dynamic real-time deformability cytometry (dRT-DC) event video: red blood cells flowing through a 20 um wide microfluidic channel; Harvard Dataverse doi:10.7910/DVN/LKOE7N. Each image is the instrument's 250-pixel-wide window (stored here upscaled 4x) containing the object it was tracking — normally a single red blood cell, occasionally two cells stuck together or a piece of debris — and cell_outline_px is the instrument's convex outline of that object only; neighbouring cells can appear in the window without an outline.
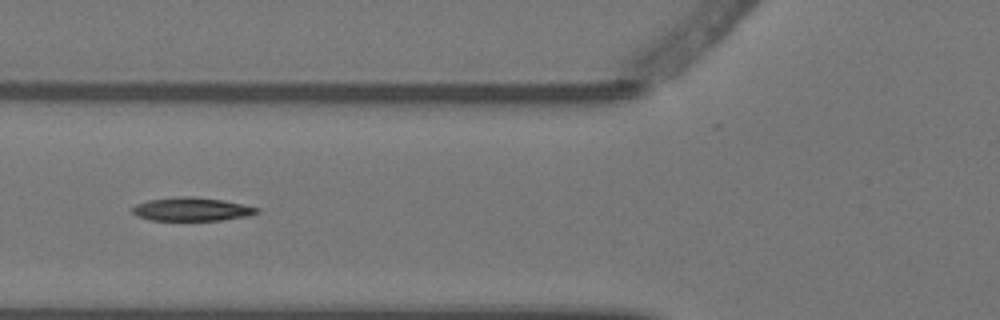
{"species": "Egyptian fruit bat (a non-hibernating species)", "species_latin": "Rousettus aegyptiacus", "temperature_condition": "warm", "stored_images_in_passage": 6, "camera_frame_rate_fps": 3000, "um_per_image_px": 0.085, "animal": {"sex": "female"}, "frame": {"image": 1, "passage_image": 4, "time_ms": 1.0, "image_size_px": [1000, 320], "cell_outline_px": [[260, 212], [248, 216], [220, 220], [152, 220], [136, 216], [132, 212], [132, 208], [136, 204], [148, 200], [180, 196], [192, 196], [220, 200], [244, 204], [260, 208]], "centroid_in_image_um": [16.31, 17.78], "position_along_channel_um": 109.5, "area_um2": 16.99}}
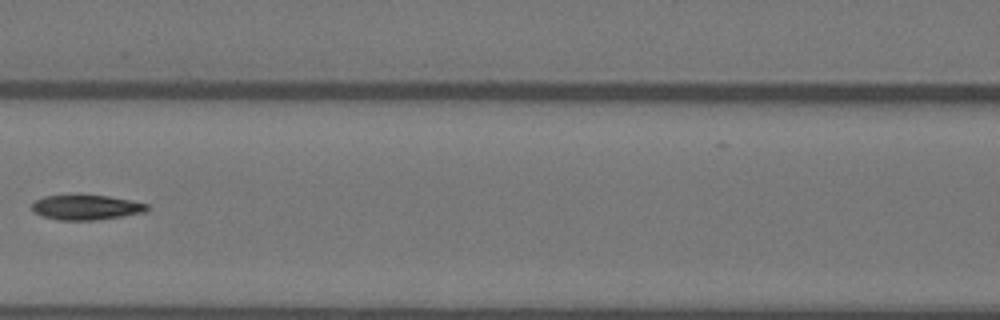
{"frame": {"image": 2, "passage_image": 5, "time_ms": 1.333, "image_size_px": [1000, 320], "cell_outline_px": [[148, 208], [144, 212], [96, 220], [56, 220], [44, 216], [36, 212], [32, 208], [32, 204], [36, 200], [44, 196], [108, 196], [132, 200], [148, 204]], "centroid_in_image_um": [7.34, 17.63], "position_along_channel_um": 159.3, "area_um2": 16.3}}
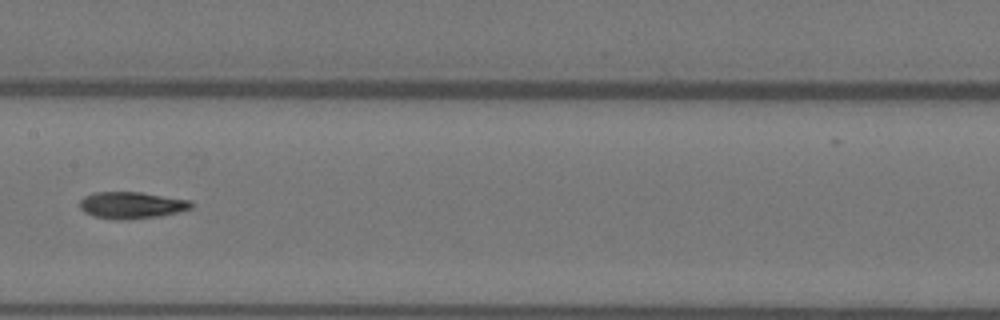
{"frame": {"image": 3, "passage_image": 6, "time_ms": 1.667, "image_size_px": [1000, 320], "cell_outline_px": [[196, 204], [192, 208], [160, 216], [128, 220], [116, 220], [92, 216], [84, 212], [80, 208], [80, 200], [84, 196], [96, 192], [140, 192], [192, 200]], "centroid_in_image_um": [11.2, 17.44], "position_along_channel_um": 196.2, "area_um2": 17.63}}